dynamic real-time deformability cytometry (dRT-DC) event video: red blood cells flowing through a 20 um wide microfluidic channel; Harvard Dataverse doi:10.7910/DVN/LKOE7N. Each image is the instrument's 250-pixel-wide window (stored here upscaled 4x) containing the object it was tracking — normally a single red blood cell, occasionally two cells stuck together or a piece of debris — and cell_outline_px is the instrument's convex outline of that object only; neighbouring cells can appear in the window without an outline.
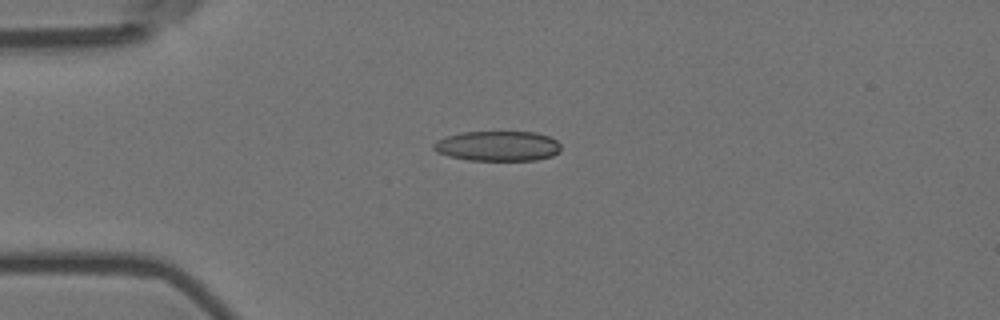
{"species": "Egyptian fruit bat (a non-hibernating species)", "species_latin": "Rousettus aegyptiacus", "temperature_condition": "room temperature", "stored_images_in_passage": 6, "camera_frame_rate_fps": 3000, "um_per_image_px": 0.085, "animal": {"sex": "female"}, "frame": {"image": 1, "passage_image": 1, "time_ms": 0.0, "image_size_px": [1000, 320], "cell_outline_px": [[560, 152], [552, 156], [536, 160], [468, 160], [448, 156], [436, 152], [432, 148], [432, 144], [436, 140], [460, 132], [536, 132], [548, 136], [556, 140], [560, 144]], "centroid_in_image_um": [42.29, 12.41], "position_along_channel_um": 42.7, "area_um2": 22.43}}
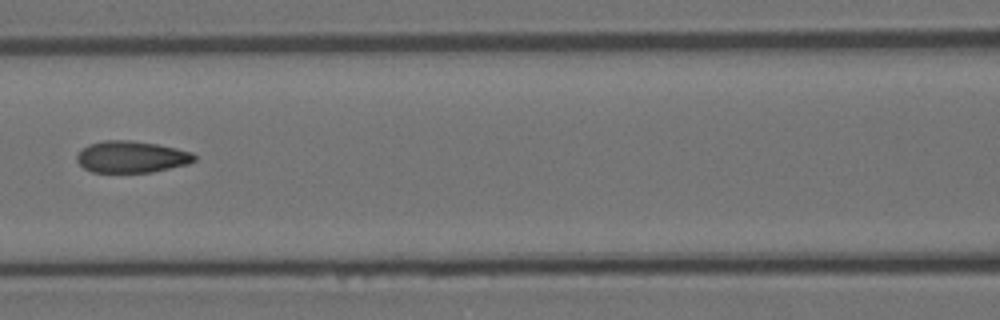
{"frame": {"image": 2, "passage_image": 4, "time_ms": 1.0, "image_size_px": [1000, 320], "cell_outline_px": [[196, 160], [188, 164], [152, 172], [92, 172], [84, 168], [76, 160], [76, 156], [88, 144], [104, 140], [132, 140], [156, 144], [176, 148], [192, 152], [196, 156]], "centroid_in_image_um": [11.19, 13.33], "position_along_channel_um": 155.4, "area_um2": 21.68}}
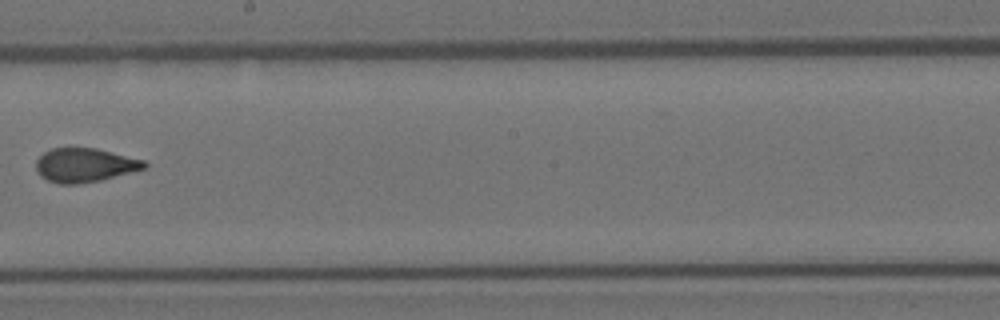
{"frame": {"image": 3, "passage_image": 6, "time_ms": 1.667, "image_size_px": [1000, 320], "cell_outline_px": [[148, 164], [144, 168], [100, 180], [76, 184], [60, 184], [48, 180], [40, 176], [36, 168], [36, 160], [44, 152], [52, 148], [96, 148], [144, 160]], "centroid_in_image_um": [7.17, 14.03], "position_along_channel_um": 241.0, "area_um2": 21.15}}